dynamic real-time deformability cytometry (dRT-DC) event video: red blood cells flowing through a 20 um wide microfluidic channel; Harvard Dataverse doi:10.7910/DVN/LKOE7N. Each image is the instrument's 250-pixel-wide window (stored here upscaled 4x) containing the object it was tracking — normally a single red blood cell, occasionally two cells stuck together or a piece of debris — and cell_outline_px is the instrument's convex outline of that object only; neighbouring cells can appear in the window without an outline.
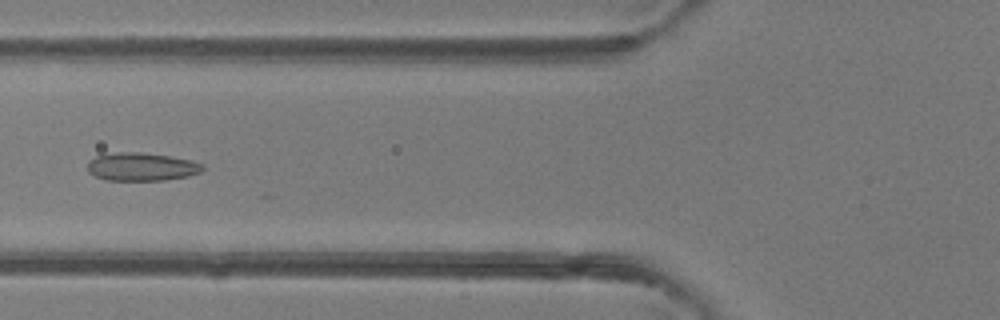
{"species": "common noctule bat (a hibernating species)", "species_latin": "Nyctalus noctula", "temperature_condition": "room temperature", "stored_images_in_passage": 27, "camera_frame_rate_fps": 3000, "um_per_image_px": 0.085, "animal": {"sex": "female"}, "frame": {"image": 1, "passage_image": 19, "time_ms": 6.0, "image_size_px": [1000, 320], "cell_outline_px": [[204, 168], [200, 172], [188, 176], [164, 180], [108, 180], [96, 176], [88, 172], [88, 160], [96, 156], [116, 152], [144, 152], [192, 160], [204, 164]], "centroid_in_image_um": [12.04, 14.17], "position_along_channel_um": 113.8, "area_um2": 18.9}}
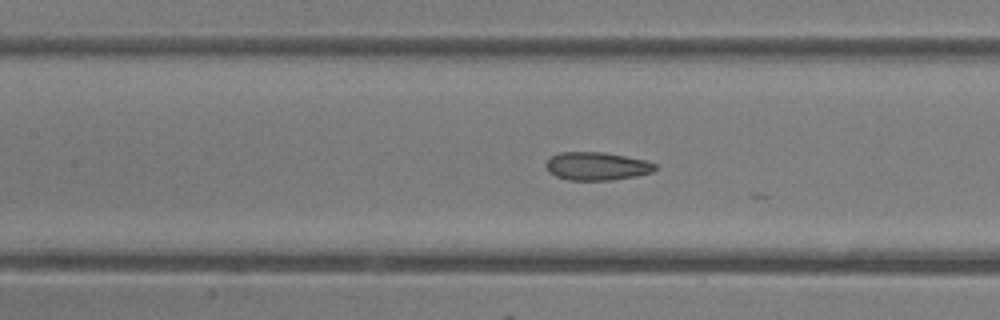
{"frame": {"image": 2, "passage_image": 22, "time_ms": 7.0, "image_size_px": [1000, 320], "cell_outline_px": [[656, 168], [652, 172], [636, 176], [612, 180], [568, 180], [556, 176], [548, 172], [544, 164], [552, 156], [560, 152], [604, 152], [648, 160], [656, 164]], "centroid_in_image_um": [50.73, 14.12], "position_along_channel_um": 156.7, "area_um2": 18.03}}
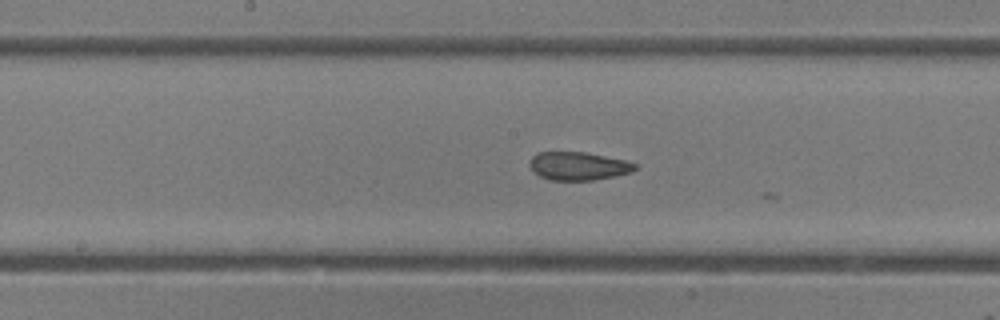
{"frame": {"image": 3, "passage_image": 25, "time_ms": 8.0, "image_size_px": [1000, 320], "cell_outline_px": [[636, 168], [632, 172], [592, 180], [548, 180], [532, 172], [528, 164], [532, 156], [536, 152], [584, 152], [624, 160], [636, 164]], "centroid_in_image_um": [49.08, 14.11], "position_along_channel_um": 199.1, "area_um2": 17.28}}